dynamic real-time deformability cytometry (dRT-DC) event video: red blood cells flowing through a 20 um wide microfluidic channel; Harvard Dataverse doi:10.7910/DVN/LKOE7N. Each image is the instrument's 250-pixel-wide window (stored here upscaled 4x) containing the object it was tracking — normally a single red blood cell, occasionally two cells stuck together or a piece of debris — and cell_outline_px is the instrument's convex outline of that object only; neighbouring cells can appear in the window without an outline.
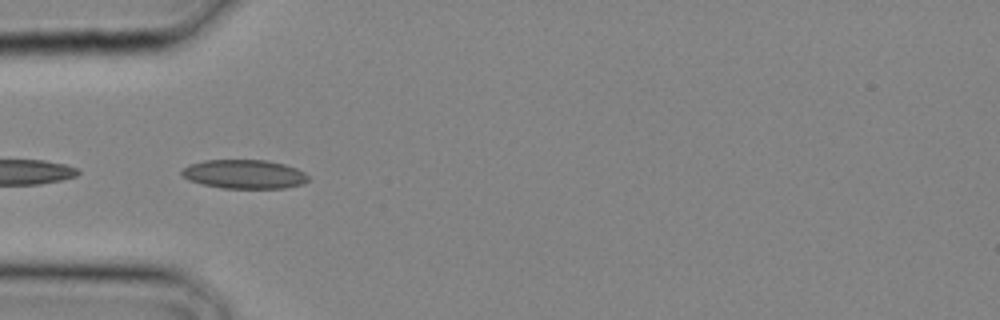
{"species": "common noctule bat (a hibernating species)", "species_latin": "Nyctalus noctula", "temperature_condition": "cold", "stored_images_in_passage": 17, "camera_frame_rate_fps": 3000, "um_per_image_px": 0.085, "animal": {"sex": "male", "body_mass_g": 20.4}, "frame": {"image": 1, "passage_image": 8, "time_ms": 2.333, "image_size_px": [1000, 320], "cell_outline_px": [[308, 180], [300, 184], [284, 188], [220, 188], [188, 180], [180, 172], [180, 168], [188, 164], [204, 160], [264, 160], [284, 164], [296, 168], [304, 172], [308, 176]], "centroid_in_image_um": [20.71, 14.8], "position_along_channel_um": 64.3, "area_um2": 21.33}}
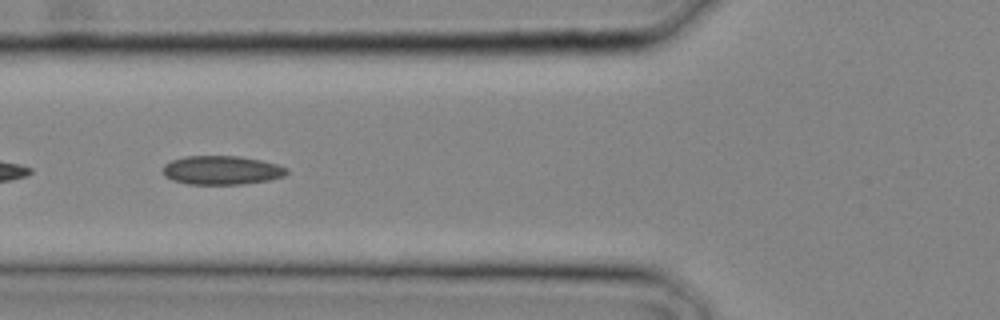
{"frame": {"image": 2, "passage_image": 10, "time_ms": 3.0, "image_size_px": [1000, 320], "cell_outline_px": [[288, 172], [284, 176], [268, 180], [240, 184], [188, 184], [172, 180], [164, 176], [164, 164], [172, 160], [184, 156], [240, 156], [260, 160], [276, 164], [288, 168]], "centroid_in_image_um": [18.83, 14.46], "position_along_channel_um": 107.0, "area_um2": 20.75}}
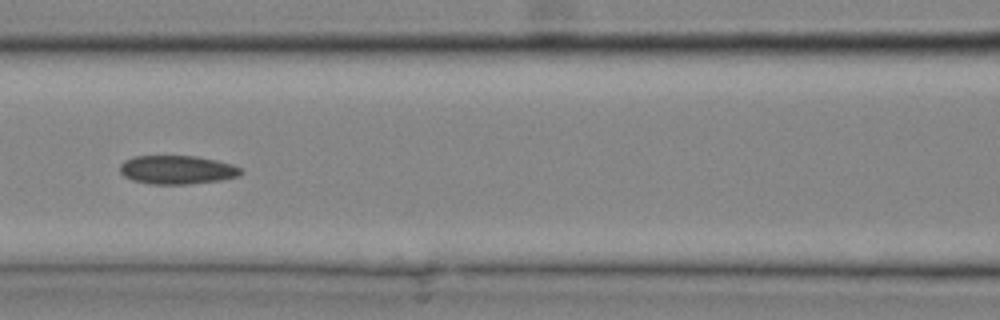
{"frame": {"image": 3, "passage_image": 12, "time_ms": 3.667, "image_size_px": [1000, 320], "cell_outline_px": [[244, 172], [240, 176], [220, 180], [188, 184], [152, 184], [132, 180], [124, 176], [120, 172], [120, 164], [124, 160], [132, 156], [196, 156], [216, 160], [232, 164], [244, 168]], "centroid_in_image_um": [15.08, 14.43], "position_along_channel_um": 151.5, "area_um2": 20.4}}